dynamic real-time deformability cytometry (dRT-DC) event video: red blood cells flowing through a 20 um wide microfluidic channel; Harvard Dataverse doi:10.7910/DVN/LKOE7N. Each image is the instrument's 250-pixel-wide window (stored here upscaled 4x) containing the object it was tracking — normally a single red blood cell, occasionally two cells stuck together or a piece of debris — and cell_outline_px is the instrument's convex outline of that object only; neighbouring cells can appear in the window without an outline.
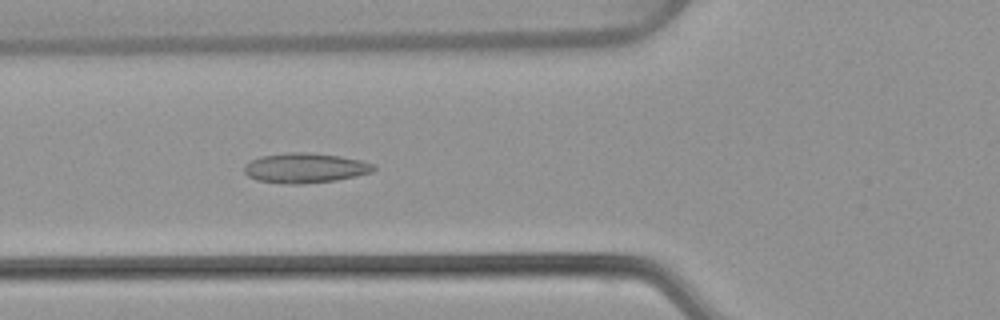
{"species": "common noctule bat (a hibernating species)", "species_latin": "Nyctalus noctula", "temperature_condition": "warm", "stored_images_in_passage": 46, "camera_frame_rate_fps": 3000, "um_per_image_px": 0.085, "animal": {"sex": "female", "body_mass_g": 22.7, "forearm_length_mm": 54.2}, "frame": {"image": 1, "passage_image": 13, "time_ms": 4.0, "image_size_px": [1000, 320], "cell_outline_px": [[376, 168], [372, 172], [356, 176], [336, 180], [300, 184], [288, 184], [256, 180], [248, 176], [244, 172], [244, 164], [260, 156], [288, 152], [300, 152], [340, 156], [360, 160], [372, 164]], "centroid_in_image_um": [25.9, 14.28], "position_along_channel_um": 99.9, "area_um2": 22.43}}
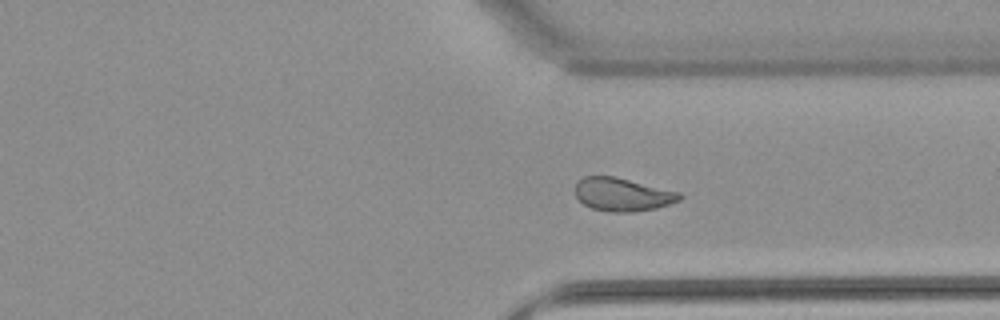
{"frame": {"image": 2, "passage_image": 33, "time_ms": 10.667, "image_size_px": [1000, 320], "cell_outline_px": [[684, 196], [680, 200], [656, 208], [632, 212], [608, 212], [592, 208], [584, 204], [576, 196], [576, 180], [584, 176], [616, 176], [680, 192]], "centroid_in_image_um": [52.91, 16.52], "position_along_channel_um": 358.5, "area_um2": 20.35}}
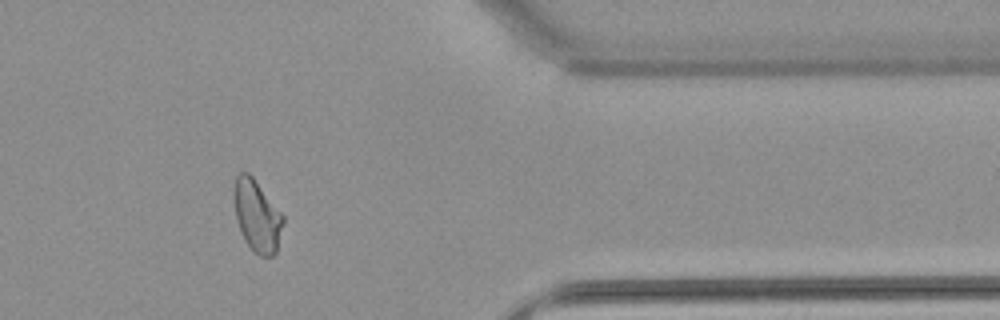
{"frame": {"image": 3, "passage_image": 37, "time_ms": 12.0, "image_size_px": [1000, 320], "cell_outline_px": [[284, 220], [276, 252], [272, 256], [260, 256], [252, 252], [244, 240], [236, 220], [232, 196], [232, 188], [236, 176], [240, 172], [248, 172], [252, 176], [284, 216]], "centroid_in_image_um": [21.8, 18.34], "position_along_channel_um": 389.6, "area_um2": 20.81}, "authors_computed_cell_mechanics": {"area_um2": 20.8369, "velocity_mm_per_s": 3.8726, "shape_relaxation_time_tau1_ms": null, "shape_relaxation_time_tau2_ms": 1.7943, "deformation_change_tau1": null, "deformation_change_tau2": 0.0754}}